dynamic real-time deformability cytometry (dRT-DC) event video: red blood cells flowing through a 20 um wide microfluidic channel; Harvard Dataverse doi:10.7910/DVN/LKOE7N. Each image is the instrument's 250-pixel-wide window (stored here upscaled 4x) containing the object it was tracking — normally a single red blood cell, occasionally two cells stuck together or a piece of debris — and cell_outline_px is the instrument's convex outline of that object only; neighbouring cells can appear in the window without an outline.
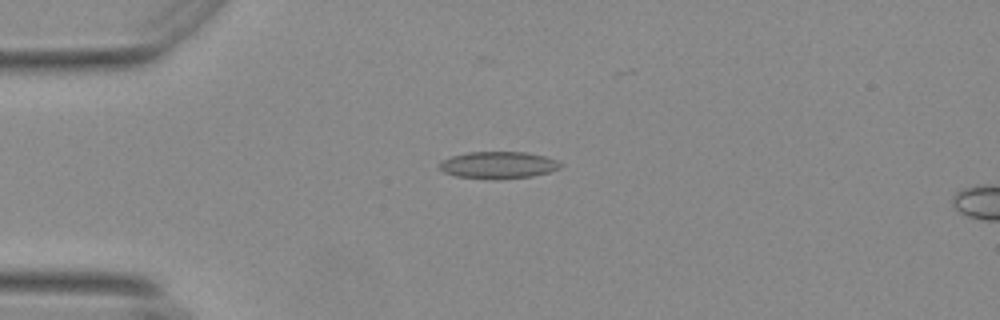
{"species": "Egyptian fruit bat (a non-hibernating species)", "species_latin": "Rousettus aegyptiacus", "temperature_condition": "warm", "stored_images_in_passage": 8, "camera_frame_rate_fps": 3000, "um_per_image_px": 0.085, "animal": {"sex": "female"}, "frame": {"image": 1, "passage_image": 2, "time_ms": 0.333, "image_size_px": [1000, 320], "cell_outline_px": [[564, 164], [560, 168], [548, 172], [532, 176], [496, 180], [456, 176], [444, 172], [440, 168], [440, 164], [444, 160], [452, 156], [468, 152], [524, 152], [544, 156], [556, 160]], "centroid_in_image_um": [42.38, 14.04], "position_along_channel_um": 42.6, "area_um2": 18.96}}
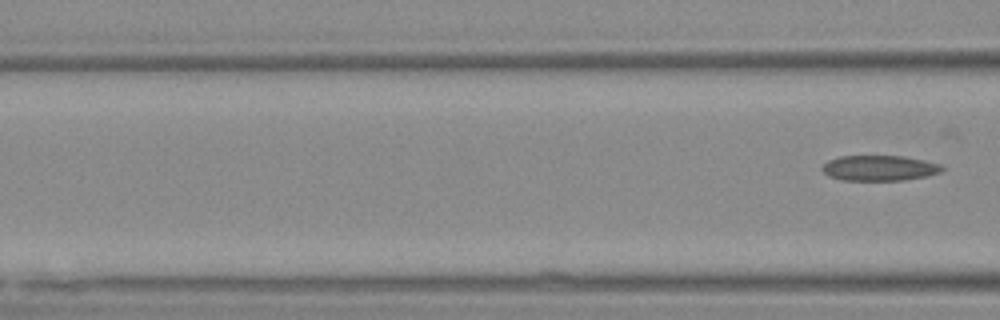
{"frame": {"image": 2, "passage_image": 8, "time_ms": 2.333, "image_size_px": [1000, 320], "cell_outline_px": [[944, 168], [940, 172], [928, 176], [904, 180], [844, 180], [828, 176], [820, 168], [828, 160], [840, 156], [904, 156], [924, 160], [940, 164]], "centroid_in_image_um": [74.75, 14.28], "position_along_channel_um": 91.9, "area_um2": 17.74}}